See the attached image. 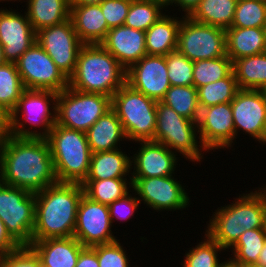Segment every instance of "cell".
I'll return each mask as SVG.
<instances>
[{"label": "cell", "mask_w": 266, "mask_h": 267, "mask_svg": "<svg viewBox=\"0 0 266 267\" xmlns=\"http://www.w3.org/2000/svg\"><path fill=\"white\" fill-rule=\"evenodd\" d=\"M126 83L147 97L161 101L171 86L166 57L145 55L126 70Z\"/></svg>", "instance_id": "18"}, {"label": "cell", "mask_w": 266, "mask_h": 267, "mask_svg": "<svg viewBox=\"0 0 266 267\" xmlns=\"http://www.w3.org/2000/svg\"><path fill=\"white\" fill-rule=\"evenodd\" d=\"M70 19L78 38L84 44H100L110 28L98 5H71Z\"/></svg>", "instance_id": "23"}, {"label": "cell", "mask_w": 266, "mask_h": 267, "mask_svg": "<svg viewBox=\"0 0 266 267\" xmlns=\"http://www.w3.org/2000/svg\"><path fill=\"white\" fill-rule=\"evenodd\" d=\"M201 0H174L175 6H180L179 8L184 11V16H189L194 9L199 5Z\"/></svg>", "instance_id": "48"}, {"label": "cell", "mask_w": 266, "mask_h": 267, "mask_svg": "<svg viewBox=\"0 0 266 267\" xmlns=\"http://www.w3.org/2000/svg\"><path fill=\"white\" fill-rule=\"evenodd\" d=\"M131 164L130 157L120 148L92 153L89 173L85 180L125 178L132 170Z\"/></svg>", "instance_id": "27"}, {"label": "cell", "mask_w": 266, "mask_h": 267, "mask_svg": "<svg viewBox=\"0 0 266 267\" xmlns=\"http://www.w3.org/2000/svg\"><path fill=\"white\" fill-rule=\"evenodd\" d=\"M131 0H104L101 11L109 28L124 25L128 14Z\"/></svg>", "instance_id": "42"}, {"label": "cell", "mask_w": 266, "mask_h": 267, "mask_svg": "<svg viewBox=\"0 0 266 267\" xmlns=\"http://www.w3.org/2000/svg\"><path fill=\"white\" fill-rule=\"evenodd\" d=\"M220 267H243V266L235 263L230 257L229 260L227 259L226 261L222 262Z\"/></svg>", "instance_id": "52"}, {"label": "cell", "mask_w": 266, "mask_h": 267, "mask_svg": "<svg viewBox=\"0 0 266 267\" xmlns=\"http://www.w3.org/2000/svg\"><path fill=\"white\" fill-rule=\"evenodd\" d=\"M134 194L148 207L163 211H175L188 207L189 196L173 175L151 178H130ZM140 196V197H139Z\"/></svg>", "instance_id": "14"}, {"label": "cell", "mask_w": 266, "mask_h": 267, "mask_svg": "<svg viewBox=\"0 0 266 267\" xmlns=\"http://www.w3.org/2000/svg\"><path fill=\"white\" fill-rule=\"evenodd\" d=\"M233 72V62L226 55L193 62V86L202 87L228 77Z\"/></svg>", "instance_id": "34"}, {"label": "cell", "mask_w": 266, "mask_h": 267, "mask_svg": "<svg viewBox=\"0 0 266 267\" xmlns=\"http://www.w3.org/2000/svg\"><path fill=\"white\" fill-rule=\"evenodd\" d=\"M21 246L7 232L3 221L0 219V256L14 252Z\"/></svg>", "instance_id": "46"}, {"label": "cell", "mask_w": 266, "mask_h": 267, "mask_svg": "<svg viewBox=\"0 0 266 267\" xmlns=\"http://www.w3.org/2000/svg\"><path fill=\"white\" fill-rule=\"evenodd\" d=\"M110 109L111 97L85 93L68 86L57 95L56 124L86 132Z\"/></svg>", "instance_id": "9"}, {"label": "cell", "mask_w": 266, "mask_h": 267, "mask_svg": "<svg viewBox=\"0 0 266 267\" xmlns=\"http://www.w3.org/2000/svg\"><path fill=\"white\" fill-rule=\"evenodd\" d=\"M128 183L129 187L132 186V182H127V178H108L103 180H84L81 186L86 197L109 206L129 193Z\"/></svg>", "instance_id": "31"}, {"label": "cell", "mask_w": 266, "mask_h": 267, "mask_svg": "<svg viewBox=\"0 0 266 267\" xmlns=\"http://www.w3.org/2000/svg\"><path fill=\"white\" fill-rule=\"evenodd\" d=\"M36 42V32L27 15L0 9V44L6 62L15 63Z\"/></svg>", "instance_id": "19"}, {"label": "cell", "mask_w": 266, "mask_h": 267, "mask_svg": "<svg viewBox=\"0 0 266 267\" xmlns=\"http://www.w3.org/2000/svg\"><path fill=\"white\" fill-rule=\"evenodd\" d=\"M148 1L161 5L163 9L168 7L169 5L172 6L174 2V0H148Z\"/></svg>", "instance_id": "51"}, {"label": "cell", "mask_w": 266, "mask_h": 267, "mask_svg": "<svg viewBox=\"0 0 266 267\" xmlns=\"http://www.w3.org/2000/svg\"><path fill=\"white\" fill-rule=\"evenodd\" d=\"M239 87L234 72L216 82L208 83L197 88V96L200 109L209 106L231 102Z\"/></svg>", "instance_id": "35"}, {"label": "cell", "mask_w": 266, "mask_h": 267, "mask_svg": "<svg viewBox=\"0 0 266 267\" xmlns=\"http://www.w3.org/2000/svg\"><path fill=\"white\" fill-rule=\"evenodd\" d=\"M197 137L207 152L233 147L235 127L231 102L221 103L200 110Z\"/></svg>", "instance_id": "17"}, {"label": "cell", "mask_w": 266, "mask_h": 267, "mask_svg": "<svg viewBox=\"0 0 266 267\" xmlns=\"http://www.w3.org/2000/svg\"><path fill=\"white\" fill-rule=\"evenodd\" d=\"M35 209V193L0 182V219L20 246H29L32 242Z\"/></svg>", "instance_id": "10"}, {"label": "cell", "mask_w": 266, "mask_h": 267, "mask_svg": "<svg viewBox=\"0 0 266 267\" xmlns=\"http://www.w3.org/2000/svg\"><path fill=\"white\" fill-rule=\"evenodd\" d=\"M266 241V228L246 230L231 247L235 263L245 266H254Z\"/></svg>", "instance_id": "32"}, {"label": "cell", "mask_w": 266, "mask_h": 267, "mask_svg": "<svg viewBox=\"0 0 266 267\" xmlns=\"http://www.w3.org/2000/svg\"><path fill=\"white\" fill-rule=\"evenodd\" d=\"M75 267H99L96 252L91 247H84L79 253Z\"/></svg>", "instance_id": "47"}, {"label": "cell", "mask_w": 266, "mask_h": 267, "mask_svg": "<svg viewBox=\"0 0 266 267\" xmlns=\"http://www.w3.org/2000/svg\"><path fill=\"white\" fill-rule=\"evenodd\" d=\"M0 267H42L39 257L29 246L0 256Z\"/></svg>", "instance_id": "43"}, {"label": "cell", "mask_w": 266, "mask_h": 267, "mask_svg": "<svg viewBox=\"0 0 266 267\" xmlns=\"http://www.w3.org/2000/svg\"><path fill=\"white\" fill-rule=\"evenodd\" d=\"M179 19L164 14L145 31L147 55L166 56L177 50L178 30L183 17Z\"/></svg>", "instance_id": "25"}, {"label": "cell", "mask_w": 266, "mask_h": 267, "mask_svg": "<svg viewBox=\"0 0 266 267\" xmlns=\"http://www.w3.org/2000/svg\"><path fill=\"white\" fill-rule=\"evenodd\" d=\"M15 64L25 89L60 93L69 86V79L37 42Z\"/></svg>", "instance_id": "12"}, {"label": "cell", "mask_w": 266, "mask_h": 267, "mask_svg": "<svg viewBox=\"0 0 266 267\" xmlns=\"http://www.w3.org/2000/svg\"><path fill=\"white\" fill-rule=\"evenodd\" d=\"M205 240L185 254L183 267H220L218 251L223 249L215 240L205 233Z\"/></svg>", "instance_id": "39"}, {"label": "cell", "mask_w": 266, "mask_h": 267, "mask_svg": "<svg viewBox=\"0 0 266 267\" xmlns=\"http://www.w3.org/2000/svg\"><path fill=\"white\" fill-rule=\"evenodd\" d=\"M177 51L193 62L226 56V32L183 16L178 30Z\"/></svg>", "instance_id": "11"}, {"label": "cell", "mask_w": 266, "mask_h": 267, "mask_svg": "<svg viewBox=\"0 0 266 267\" xmlns=\"http://www.w3.org/2000/svg\"><path fill=\"white\" fill-rule=\"evenodd\" d=\"M0 182L32 193L57 183L46 138L11 136L0 147Z\"/></svg>", "instance_id": "1"}, {"label": "cell", "mask_w": 266, "mask_h": 267, "mask_svg": "<svg viewBox=\"0 0 266 267\" xmlns=\"http://www.w3.org/2000/svg\"><path fill=\"white\" fill-rule=\"evenodd\" d=\"M225 32L226 54L232 62L266 51L263 28H228Z\"/></svg>", "instance_id": "26"}, {"label": "cell", "mask_w": 266, "mask_h": 267, "mask_svg": "<svg viewBox=\"0 0 266 267\" xmlns=\"http://www.w3.org/2000/svg\"><path fill=\"white\" fill-rule=\"evenodd\" d=\"M239 89L261 90L266 86V51L233 61Z\"/></svg>", "instance_id": "30"}, {"label": "cell", "mask_w": 266, "mask_h": 267, "mask_svg": "<svg viewBox=\"0 0 266 267\" xmlns=\"http://www.w3.org/2000/svg\"><path fill=\"white\" fill-rule=\"evenodd\" d=\"M104 0H70L71 5H98Z\"/></svg>", "instance_id": "49"}, {"label": "cell", "mask_w": 266, "mask_h": 267, "mask_svg": "<svg viewBox=\"0 0 266 267\" xmlns=\"http://www.w3.org/2000/svg\"><path fill=\"white\" fill-rule=\"evenodd\" d=\"M111 108L129 141H154L157 101L125 83L111 97Z\"/></svg>", "instance_id": "6"}, {"label": "cell", "mask_w": 266, "mask_h": 267, "mask_svg": "<svg viewBox=\"0 0 266 267\" xmlns=\"http://www.w3.org/2000/svg\"><path fill=\"white\" fill-rule=\"evenodd\" d=\"M12 136L11 112L0 105V147Z\"/></svg>", "instance_id": "45"}, {"label": "cell", "mask_w": 266, "mask_h": 267, "mask_svg": "<svg viewBox=\"0 0 266 267\" xmlns=\"http://www.w3.org/2000/svg\"><path fill=\"white\" fill-rule=\"evenodd\" d=\"M25 90L16 64L5 62L0 65V105L11 112Z\"/></svg>", "instance_id": "36"}, {"label": "cell", "mask_w": 266, "mask_h": 267, "mask_svg": "<svg viewBox=\"0 0 266 267\" xmlns=\"http://www.w3.org/2000/svg\"><path fill=\"white\" fill-rule=\"evenodd\" d=\"M36 40L69 79L75 72L78 54L84 45L78 38L71 19L40 29L36 32Z\"/></svg>", "instance_id": "13"}, {"label": "cell", "mask_w": 266, "mask_h": 267, "mask_svg": "<svg viewBox=\"0 0 266 267\" xmlns=\"http://www.w3.org/2000/svg\"><path fill=\"white\" fill-rule=\"evenodd\" d=\"M100 44L126 70L147 55L145 31L125 25L110 28Z\"/></svg>", "instance_id": "21"}, {"label": "cell", "mask_w": 266, "mask_h": 267, "mask_svg": "<svg viewBox=\"0 0 266 267\" xmlns=\"http://www.w3.org/2000/svg\"><path fill=\"white\" fill-rule=\"evenodd\" d=\"M197 134V122L179 115L171 107L157 101L154 141L198 163L204 157L201 150L206 152V149L197 140Z\"/></svg>", "instance_id": "8"}, {"label": "cell", "mask_w": 266, "mask_h": 267, "mask_svg": "<svg viewBox=\"0 0 266 267\" xmlns=\"http://www.w3.org/2000/svg\"><path fill=\"white\" fill-rule=\"evenodd\" d=\"M27 15L33 30L60 24L70 18V0H28Z\"/></svg>", "instance_id": "28"}, {"label": "cell", "mask_w": 266, "mask_h": 267, "mask_svg": "<svg viewBox=\"0 0 266 267\" xmlns=\"http://www.w3.org/2000/svg\"><path fill=\"white\" fill-rule=\"evenodd\" d=\"M165 57L171 86H192L193 61H190L177 50L169 53Z\"/></svg>", "instance_id": "40"}, {"label": "cell", "mask_w": 266, "mask_h": 267, "mask_svg": "<svg viewBox=\"0 0 266 267\" xmlns=\"http://www.w3.org/2000/svg\"><path fill=\"white\" fill-rule=\"evenodd\" d=\"M266 23V2L238 0L231 28H263Z\"/></svg>", "instance_id": "38"}, {"label": "cell", "mask_w": 266, "mask_h": 267, "mask_svg": "<svg viewBox=\"0 0 266 267\" xmlns=\"http://www.w3.org/2000/svg\"><path fill=\"white\" fill-rule=\"evenodd\" d=\"M109 207L84 194L80 199L73 236L84 246L108 244L117 239L112 233Z\"/></svg>", "instance_id": "15"}, {"label": "cell", "mask_w": 266, "mask_h": 267, "mask_svg": "<svg viewBox=\"0 0 266 267\" xmlns=\"http://www.w3.org/2000/svg\"><path fill=\"white\" fill-rule=\"evenodd\" d=\"M141 145L136 152L131 156V167L133 172L131 178H151L165 177L175 174L177 158L175 151L170 150L162 143L148 140L138 141Z\"/></svg>", "instance_id": "20"}, {"label": "cell", "mask_w": 266, "mask_h": 267, "mask_svg": "<svg viewBox=\"0 0 266 267\" xmlns=\"http://www.w3.org/2000/svg\"><path fill=\"white\" fill-rule=\"evenodd\" d=\"M29 247L39 257L42 267H75L84 248L74 236L32 240Z\"/></svg>", "instance_id": "22"}, {"label": "cell", "mask_w": 266, "mask_h": 267, "mask_svg": "<svg viewBox=\"0 0 266 267\" xmlns=\"http://www.w3.org/2000/svg\"><path fill=\"white\" fill-rule=\"evenodd\" d=\"M142 202L135 196L126 194L123 198L117 199L111 203L109 207L110 219L113 224V220H129L132 217L134 212L138 209L137 207Z\"/></svg>", "instance_id": "44"}, {"label": "cell", "mask_w": 266, "mask_h": 267, "mask_svg": "<svg viewBox=\"0 0 266 267\" xmlns=\"http://www.w3.org/2000/svg\"><path fill=\"white\" fill-rule=\"evenodd\" d=\"M126 83V69L101 45L84 44L69 87L112 97Z\"/></svg>", "instance_id": "4"}, {"label": "cell", "mask_w": 266, "mask_h": 267, "mask_svg": "<svg viewBox=\"0 0 266 267\" xmlns=\"http://www.w3.org/2000/svg\"><path fill=\"white\" fill-rule=\"evenodd\" d=\"M161 102L179 115L191 121L198 122L200 107L197 96V88L192 86H170Z\"/></svg>", "instance_id": "33"}, {"label": "cell", "mask_w": 266, "mask_h": 267, "mask_svg": "<svg viewBox=\"0 0 266 267\" xmlns=\"http://www.w3.org/2000/svg\"><path fill=\"white\" fill-rule=\"evenodd\" d=\"M236 200L235 203L218 208L206 230V233L225 250H229L246 230L266 228L264 187L248 194L243 193Z\"/></svg>", "instance_id": "3"}, {"label": "cell", "mask_w": 266, "mask_h": 267, "mask_svg": "<svg viewBox=\"0 0 266 267\" xmlns=\"http://www.w3.org/2000/svg\"><path fill=\"white\" fill-rule=\"evenodd\" d=\"M163 7L148 0H131L125 26L147 31L164 13Z\"/></svg>", "instance_id": "37"}, {"label": "cell", "mask_w": 266, "mask_h": 267, "mask_svg": "<svg viewBox=\"0 0 266 267\" xmlns=\"http://www.w3.org/2000/svg\"><path fill=\"white\" fill-rule=\"evenodd\" d=\"M87 141L92 153L119 149L118 142L126 140L122 124L111 108L87 131Z\"/></svg>", "instance_id": "24"}, {"label": "cell", "mask_w": 266, "mask_h": 267, "mask_svg": "<svg viewBox=\"0 0 266 267\" xmlns=\"http://www.w3.org/2000/svg\"><path fill=\"white\" fill-rule=\"evenodd\" d=\"M5 62L6 61H5L4 54H3V47L0 44V65L4 64Z\"/></svg>", "instance_id": "53"}, {"label": "cell", "mask_w": 266, "mask_h": 267, "mask_svg": "<svg viewBox=\"0 0 266 267\" xmlns=\"http://www.w3.org/2000/svg\"><path fill=\"white\" fill-rule=\"evenodd\" d=\"M261 91H262V93L264 94V97H265V99H266V86H265L263 89H261Z\"/></svg>", "instance_id": "54"}, {"label": "cell", "mask_w": 266, "mask_h": 267, "mask_svg": "<svg viewBox=\"0 0 266 267\" xmlns=\"http://www.w3.org/2000/svg\"><path fill=\"white\" fill-rule=\"evenodd\" d=\"M237 2L238 0H201L188 17L226 30L232 26Z\"/></svg>", "instance_id": "29"}, {"label": "cell", "mask_w": 266, "mask_h": 267, "mask_svg": "<svg viewBox=\"0 0 266 267\" xmlns=\"http://www.w3.org/2000/svg\"><path fill=\"white\" fill-rule=\"evenodd\" d=\"M84 194L81 183L57 182L35 193V226L32 240L72 237L77 208Z\"/></svg>", "instance_id": "2"}, {"label": "cell", "mask_w": 266, "mask_h": 267, "mask_svg": "<svg viewBox=\"0 0 266 267\" xmlns=\"http://www.w3.org/2000/svg\"><path fill=\"white\" fill-rule=\"evenodd\" d=\"M57 95L58 93L50 90L26 89L18 100L16 107L11 111L12 136L46 138L56 123ZM50 109L53 112H50ZM19 116H22L21 120L23 122L20 121ZM27 122L30 123V128L40 126L43 132L32 131L29 128L25 129Z\"/></svg>", "instance_id": "7"}, {"label": "cell", "mask_w": 266, "mask_h": 267, "mask_svg": "<svg viewBox=\"0 0 266 267\" xmlns=\"http://www.w3.org/2000/svg\"><path fill=\"white\" fill-rule=\"evenodd\" d=\"M256 267H266V241L264 244V247L262 248L258 261L257 263L254 265Z\"/></svg>", "instance_id": "50"}, {"label": "cell", "mask_w": 266, "mask_h": 267, "mask_svg": "<svg viewBox=\"0 0 266 267\" xmlns=\"http://www.w3.org/2000/svg\"><path fill=\"white\" fill-rule=\"evenodd\" d=\"M263 30H264L265 41H266V23H265V25L263 26Z\"/></svg>", "instance_id": "55"}, {"label": "cell", "mask_w": 266, "mask_h": 267, "mask_svg": "<svg viewBox=\"0 0 266 267\" xmlns=\"http://www.w3.org/2000/svg\"><path fill=\"white\" fill-rule=\"evenodd\" d=\"M0 1H13V0H0ZM14 1H16V0H14ZM18 1H20V0H18Z\"/></svg>", "instance_id": "56"}, {"label": "cell", "mask_w": 266, "mask_h": 267, "mask_svg": "<svg viewBox=\"0 0 266 267\" xmlns=\"http://www.w3.org/2000/svg\"><path fill=\"white\" fill-rule=\"evenodd\" d=\"M46 140L57 181L82 183L89 173L92 154L86 132L55 123Z\"/></svg>", "instance_id": "5"}, {"label": "cell", "mask_w": 266, "mask_h": 267, "mask_svg": "<svg viewBox=\"0 0 266 267\" xmlns=\"http://www.w3.org/2000/svg\"><path fill=\"white\" fill-rule=\"evenodd\" d=\"M108 244H99L91 248L96 252L99 261V267H129V259L120 242Z\"/></svg>", "instance_id": "41"}, {"label": "cell", "mask_w": 266, "mask_h": 267, "mask_svg": "<svg viewBox=\"0 0 266 267\" xmlns=\"http://www.w3.org/2000/svg\"><path fill=\"white\" fill-rule=\"evenodd\" d=\"M232 117L237 133L243 132L266 143V99L261 90L239 89L231 101Z\"/></svg>", "instance_id": "16"}]
</instances>
